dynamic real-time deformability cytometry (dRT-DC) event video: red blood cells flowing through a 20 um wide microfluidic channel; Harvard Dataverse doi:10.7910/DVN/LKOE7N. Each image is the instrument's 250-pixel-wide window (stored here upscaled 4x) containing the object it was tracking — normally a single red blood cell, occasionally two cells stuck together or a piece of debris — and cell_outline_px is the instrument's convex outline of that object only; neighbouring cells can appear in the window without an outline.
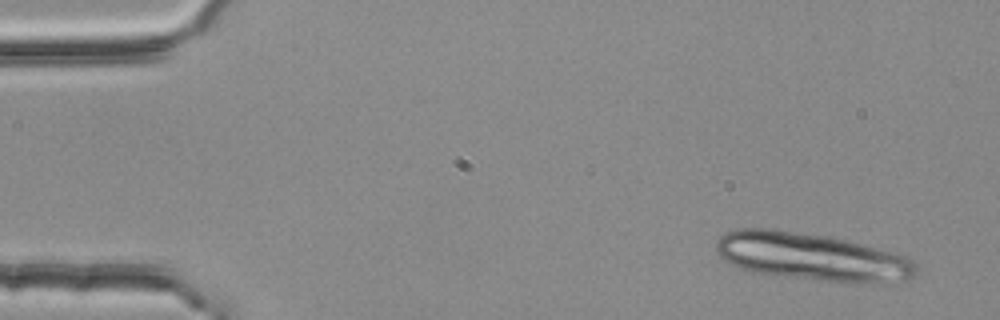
{"species": "common noctule bat (a hibernating species)", "species_latin": "Nyctalus noctula", "temperature_condition": "room temperature", "stored_images_in_passage": 4, "camera_frame_rate_fps": 3000, "um_per_image_px": 0.085, "animal": {"sex": "female", "body_mass_g": 25.1}, "frame": {"image": 1, "passage_image": 1, "time_ms": 0.0, "image_size_px": [1000, 320], "cell_outline_px": [[916, 276], [908, 280], [820, 280], [756, 272], [740, 268], [724, 260], [720, 256], [716, 248], [716, 240], [724, 232], [740, 228], [772, 228], [828, 236], [908, 256], [916, 264]], "centroid_in_image_um": [68.91, 21.77], "position_along_channel_um": 16.1, "area_um2": 54.16}}